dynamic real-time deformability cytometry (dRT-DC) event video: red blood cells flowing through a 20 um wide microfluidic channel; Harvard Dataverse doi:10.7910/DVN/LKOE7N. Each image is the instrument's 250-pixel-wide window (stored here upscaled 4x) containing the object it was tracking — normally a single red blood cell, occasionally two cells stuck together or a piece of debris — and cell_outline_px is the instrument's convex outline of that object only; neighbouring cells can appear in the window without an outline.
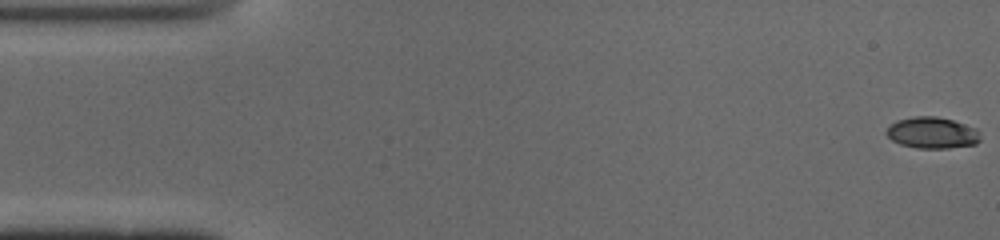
{"species": "common noctule bat (a hibernating species)", "species_latin": "Nyctalus noctula", "temperature_condition": "cold", "stored_images_in_passage": 51, "camera_frame_rate_fps": 3000, "um_per_image_px": 0.085, "animal": {"sex": "male", "body_mass_g": 19.0, "forearm_length_mm": 50.8}, "frame": {"image": 1, "passage_image": 1, "time_ms": 0.0, "image_size_px": [1000, 240], "cell_outline_px": [[980, 140], [976, 144], [948, 148], [916, 148], [900, 144], [892, 140], [884, 132], [896, 120], [916, 116], [936, 116], [952, 120], [976, 128], [980, 132]], "centroid_in_image_um": [79.24, 11.29], "position_along_channel_um": 5.8, "area_um2": 17.17}}
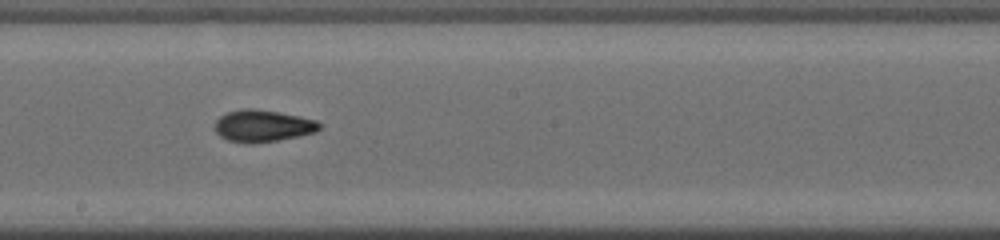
{"frame": {"image": 2, "passage_image": 28, "time_ms": 9.0, "image_size_px": [1000, 240], "cell_outline_px": [[320, 128], [316, 132], [276, 140], [248, 144], [228, 140], [220, 136], [216, 132], [216, 120], [220, 116], [228, 112], [244, 108], [252, 108], [276, 112], [316, 120], [320, 124]], "centroid_in_image_um": [22.3, 10.7], "position_along_channel_um": 225.9, "area_um2": 19.07}}
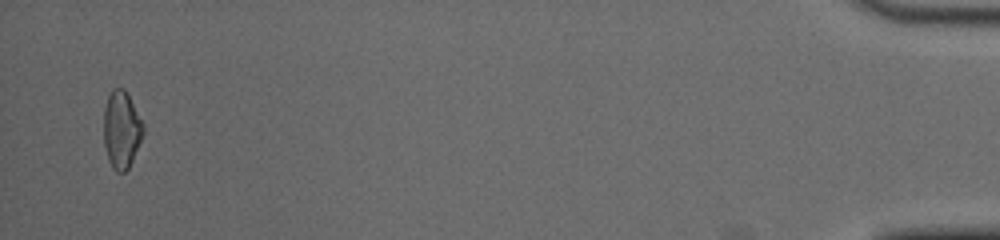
{"frame": {"image": 3, "passage_image": 50, "time_ms": 16.333, "image_size_px": [1000, 240], "cell_outline_px": [[144, 132], [132, 160], [128, 168], [124, 172], [116, 172], [112, 168], [108, 160], [104, 144], [104, 108], [108, 96], [112, 88], [124, 88], [144, 124]], "centroid_in_image_um": [10.32, 11.02], "position_along_channel_um": 424.9, "area_um2": 17.74}, "authors_computed_cell_mechanics": {"area_um2": 18.0914, "velocity_mm_per_s": 3.9462, "shape_relaxation_time_tau1_ms": 10.5271, "shape_relaxation_time_tau2_ms": 2.1951, "deformation_change_tau1": 0.2651, "deformation_change_tau2": 0.076}}